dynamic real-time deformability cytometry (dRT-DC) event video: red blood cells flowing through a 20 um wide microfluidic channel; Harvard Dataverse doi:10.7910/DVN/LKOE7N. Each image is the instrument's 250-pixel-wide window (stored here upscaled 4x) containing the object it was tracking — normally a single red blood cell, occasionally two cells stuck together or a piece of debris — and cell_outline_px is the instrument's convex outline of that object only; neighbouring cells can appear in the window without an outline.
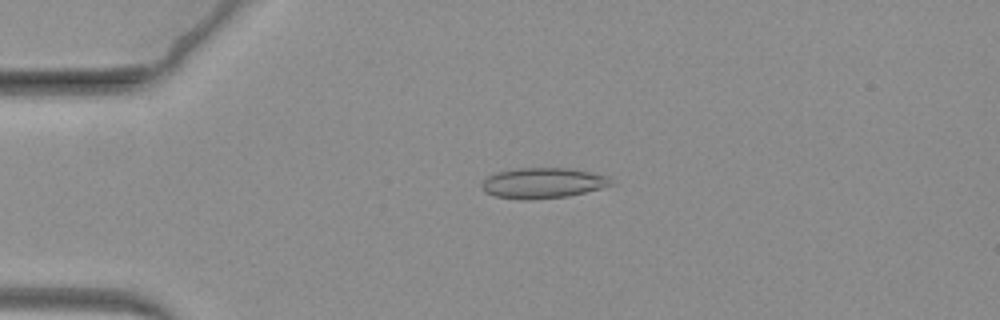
{"species": "common noctule bat (a hibernating species)", "species_latin": "Nyctalus noctula", "temperature_condition": "warm", "stored_images_in_passage": 66, "camera_frame_rate_fps": 3000, "um_per_image_px": 0.085, "animal": {"sex": "female", "body_mass_g": 19.3, "forearm_length_mm": 54.1}, "frame": {"image": 1, "passage_image": 16, "time_ms": 5.0, "image_size_px": [1000, 320], "cell_outline_px": [[616, 184], [568, 196], [528, 200], [496, 196], [484, 192], [480, 184], [488, 176], [496, 172], [516, 168], [572, 168], [608, 176]], "centroid_in_image_um": [46.14, 15.55], "position_along_channel_um": 38.9, "area_um2": 23.0}}
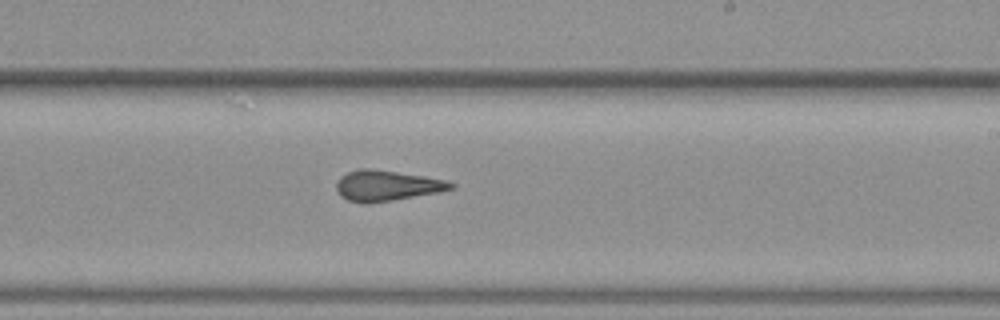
{"frame": {"image": 2, "passage_image": 40, "time_ms": 13.0, "image_size_px": [1000, 320], "cell_outline_px": [[456, 188], [440, 192], [368, 204], [360, 204], [348, 200], [340, 196], [336, 188], [336, 180], [340, 176], [348, 172], [360, 168], [372, 168], [424, 176], [444, 180], [456, 184]], "centroid_in_image_um": [32.85, 15.78], "position_along_channel_um": 256.1, "area_um2": 20.63}}
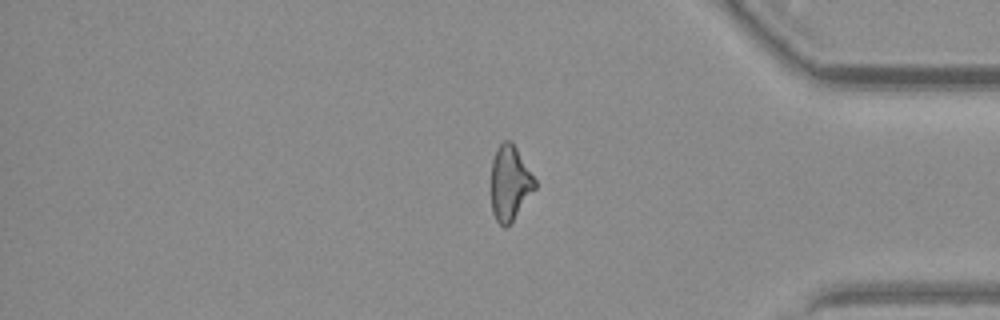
{"frame": {"image": 3, "passage_image": 55, "time_ms": 18.0, "image_size_px": [1000, 320], "cell_outline_px": [[536, 188], [512, 220], [504, 228], [496, 220], [492, 212], [492, 160], [500, 144], [504, 140], [512, 140], [536, 180]], "centroid_in_image_um": [43.35, 15.53], "position_along_channel_um": 391.9, "area_um2": 18.79}}